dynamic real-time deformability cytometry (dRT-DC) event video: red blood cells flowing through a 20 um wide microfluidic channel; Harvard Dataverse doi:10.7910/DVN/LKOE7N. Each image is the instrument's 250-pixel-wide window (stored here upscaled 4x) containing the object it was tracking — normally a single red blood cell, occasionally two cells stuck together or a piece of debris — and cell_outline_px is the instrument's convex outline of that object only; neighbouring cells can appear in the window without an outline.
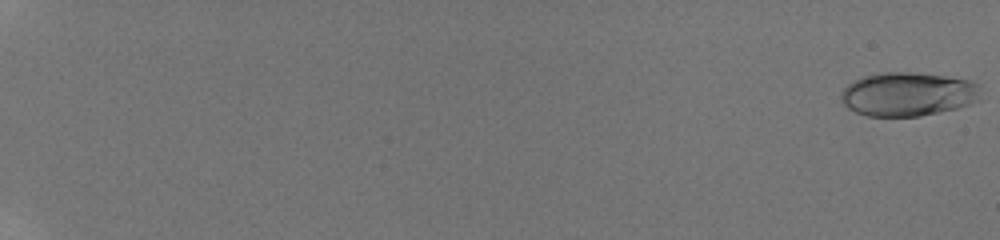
{"species": "human", "species_latin": "Homo sapiens", "temperature_condition": "room temperature", "stored_images_in_passage": 24, "camera_frame_rate_fps": 3000, "um_per_image_px": 0.085, "donor": {"sex": "male"}, "frame": {"image": 1, "passage_image": 1, "time_ms": 0.0, "image_size_px": [1000, 240], "cell_outline_px": [[980, 100], [956, 108], [920, 116], [868, 116], [856, 112], [848, 108], [840, 100], [840, 92], [848, 84], [864, 76], [880, 72], [916, 72], [972, 80], [980, 84]], "centroid_in_image_um": [77.18, 7.99], "position_along_channel_um": 7.8, "area_um2": 35.89}}